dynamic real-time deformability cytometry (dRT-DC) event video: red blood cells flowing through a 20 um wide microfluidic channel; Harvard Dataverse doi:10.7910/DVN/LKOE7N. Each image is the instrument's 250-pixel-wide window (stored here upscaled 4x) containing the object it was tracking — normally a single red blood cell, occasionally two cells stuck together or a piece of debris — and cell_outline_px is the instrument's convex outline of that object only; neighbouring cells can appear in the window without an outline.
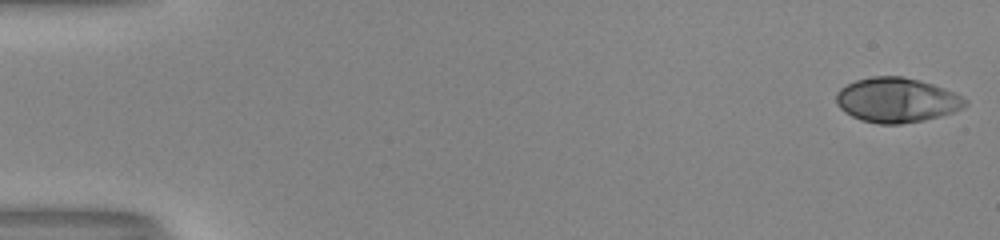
{"species": "human", "species_latin": "Homo sapiens", "temperature_condition": "room temperature", "stored_images_in_passage": 53, "camera_frame_rate_fps": 3000, "um_per_image_px": 0.085, "donor": {"sex": "male"}, "frame": {"image": 1, "passage_image": 1, "time_ms": 0.0, "image_size_px": [1000, 240], "cell_outline_px": [[968, 104], [964, 108], [940, 116], [924, 120], [900, 124], [880, 124], [860, 120], [844, 112], [836, 104], [836, 92], [840, 88], [856, 80], [872, 76], [900, 76], [920, 80], [944, 88], [968, 100]], "centroid_in_image_um": [76.2, 8.51], "position_along_channel_um": 8.8, "area_um2": 33.64}}
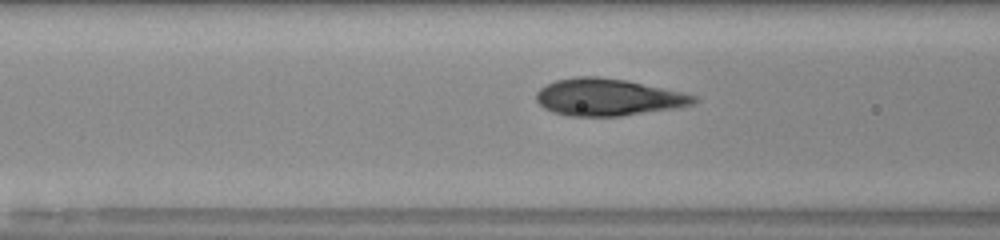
{"frame": {"image": 2, "passage_image": 22, "time_ms": 7.0, "image_size_px": [1000, 240], "cell_outline_px": [[700, 100], [692, 104], [676, 108], [620, 116], [568, 116], [552, 112], [544, 108], [536, 100], [536, 92], [540, 88], [556, 80], [576, 76], [596, 76], [624, 80], [684, 92], [696, 96]], "centroid_in_image_um": [51.68, 8.27], "position_along_channel_um": 114.9, "area_um2": 33.99}}
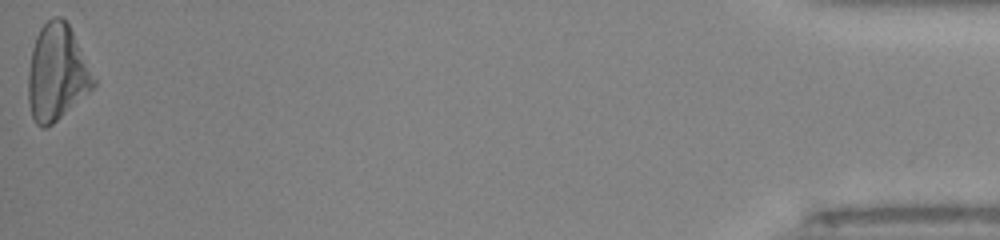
{"frame": {"image": 3, "passage_image": 53, "time_ms": 17.333, "image_size_px": [1000, 240], "cell_outline_px": [[96, 84], [88, 92], [48, 128], [40, 128], [36, 124], [32, 116], [28, 100], [28, 72], [32, 48], [36, 36], [40, 28], [52, 16], [60, 16], [68, 24], [96, 80]], "centroid_in_image_um": [4.8, 6.2], "position_along_channel_um": 430.4, "area_um2": 36.13}}